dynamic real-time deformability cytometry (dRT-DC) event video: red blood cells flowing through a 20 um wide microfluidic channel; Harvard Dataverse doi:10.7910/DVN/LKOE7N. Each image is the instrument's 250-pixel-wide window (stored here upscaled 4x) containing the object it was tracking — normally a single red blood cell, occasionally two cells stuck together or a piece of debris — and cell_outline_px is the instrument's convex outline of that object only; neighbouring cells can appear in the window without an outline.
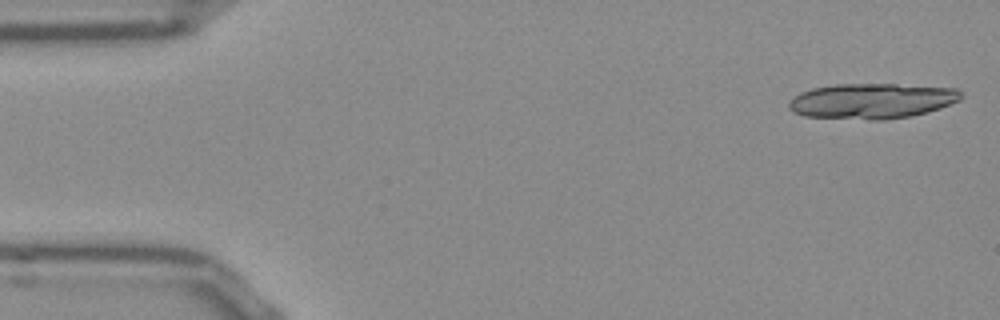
{"species": "Egyptian fruit bat (a non-hibernating species)", "species_latin": "Rousettus aegyptiacus", "temperature_condition": "room temperature", "stored_images_in_passage": 16, "camera_frame_rate_fps": 3000, "um_per_image_px": 0.085, "frame": {"image": 1, "passage_image": 1, "time_ms": 0.0, "image_size_px": [1000, 320], "cell_outline_px": [[964, 96], [960, 100], [940, 108], [908, 116], [884, 120], [872, 120], [804, 116], [792, 112], [788, 108], [788, 104], [800, 92], [812, 88], [836, 84], [896, 84], [956, 88], [964, 92]], "centroid_in_image_um": [74.13, 8.57], "position_along_channel_um": 10.9, "area_um2": 35.55}}